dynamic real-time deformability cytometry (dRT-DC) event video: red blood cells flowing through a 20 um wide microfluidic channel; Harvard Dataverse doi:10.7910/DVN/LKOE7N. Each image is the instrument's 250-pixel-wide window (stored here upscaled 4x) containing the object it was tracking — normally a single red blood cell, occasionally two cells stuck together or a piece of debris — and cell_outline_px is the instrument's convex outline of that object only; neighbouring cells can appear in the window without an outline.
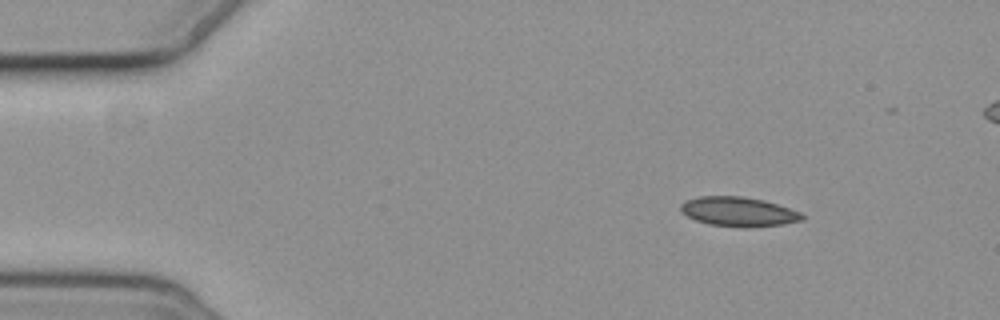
{"species": "common noctule bat (a hibernating species)", "species_latin": "Nyctalus noctula", "temperature_condition": "cold", "stored_images_in_passage": 4, "camera_frame_rate_fps": 3000, "um_per_image_px": 0.085, "animal": {"sex": "female", "body_mass_g": 19.3, "forearm_length_mm": 54.1}, "frame": {"image": 1, "passage_image": 1, "time_ms": 0.0, "image_size_px": [1000, 320], "cell_outline_px": [[804, 220], [780, 224], [744, 228], [740, 228], [708, 224], [696, 220], [680, 212], [680, 204], [684, 200], [700, 196], [740, 196], [764, 200], [800, 212], [804, 216]], "centroid_in_image_um": [62.72, 17.99], "position_along_channel_um": 22.3, "area_um2": 20.87}}